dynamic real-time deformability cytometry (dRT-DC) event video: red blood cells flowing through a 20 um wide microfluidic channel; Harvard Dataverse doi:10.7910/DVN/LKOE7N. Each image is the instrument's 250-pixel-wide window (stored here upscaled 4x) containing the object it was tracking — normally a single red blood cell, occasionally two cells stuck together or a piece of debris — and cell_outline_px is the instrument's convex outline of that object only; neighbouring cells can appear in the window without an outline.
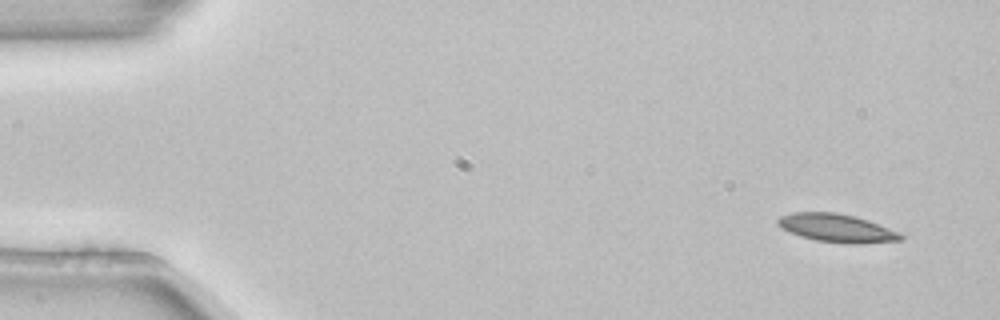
{"species": "common noctule bat (a hibernating species)", "species_latin": "Nyctalus noctula", "temperature_condition": "room temperature", "stored_images_in_passage": 4, "camera_frame_rate_fps": 3000, "um_per_image_px": 0.085, "animal": {"sex": "female", "body_mass_g": 22.7, "forearm_length_mm": 54.2}, "frame": {"image": 1, "passage_image": 1, "time_ms": 0.0, "image_size_px": [1000, 320], "cell_outline_px": [[904, 240], [856, 244], [848, 244], [816, 240], [800, 236], [788, 232], [776, 224], [776, 220], [780, 216], [792, 212], [836, 212], [868, 220], [900, 232], [904, 236]], "centroid_in_image_um": [71.12, 19.39], "position_along_channel_um": 13.9, "area_um2": 20.35}}
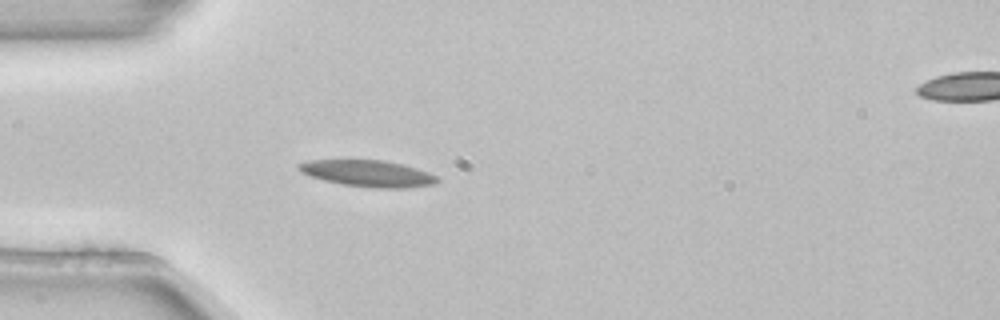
{"frame": {"image": 2, "passage_image": 4, "time_ms": 1.0, "image_size_px": [1000, 320], "cell_outline_px": [[440, 180], [436, 184], [404, 188], [376, 188], [344, 184], [324, 180], [308, 176], [300, 172], [296, 168], [296, 164], [308, 160], [384, 160], [416, 168], [436, 176]], "centroid_in_image_um": [31.22, 14.74], "position_along_channel_um": 53.8, "area_um2": 21.33}}